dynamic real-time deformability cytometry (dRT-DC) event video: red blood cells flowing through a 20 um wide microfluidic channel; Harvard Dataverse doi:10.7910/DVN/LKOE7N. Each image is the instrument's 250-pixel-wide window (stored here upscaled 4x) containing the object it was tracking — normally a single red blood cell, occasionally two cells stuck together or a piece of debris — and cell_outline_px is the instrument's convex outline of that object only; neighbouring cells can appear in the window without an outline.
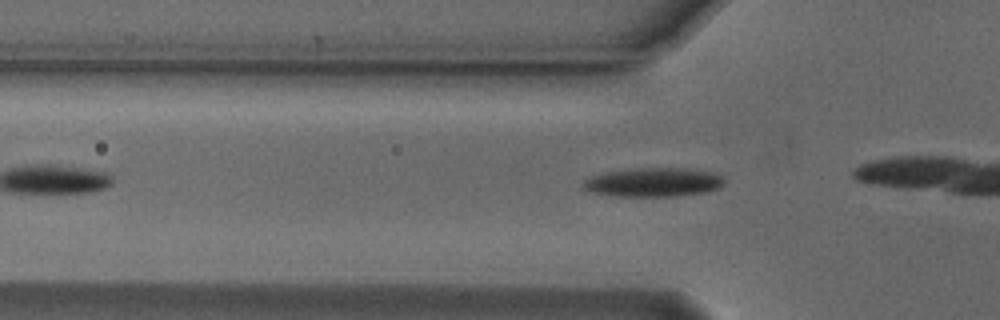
{"species": "Egyptian fruit bat (a non-hibernating species)", "species_latin": "Rousettus aegyptiacus", "temperature_condition": "cold", "stored_images_in_passage": 8, "camera_frame_rate_fps": 3000, "um_per_image_px": 0.085, "animal": {"sex": "male"}, "frame": {"image": 1, "passage_image": 2, "time_ms": 0.333, "image_size_px": [1000, 320], "cell_outline_px": [[724, 184], [720, 188], [704, 192], [676, 196], [616, 196], [592, 192], [584, 188], [580, 184], [588, 176], [604, 172], [640, 168], [684, 168], [712, 172], [720, 176], [724, 180]], "centroid_in_image_um": [55.5, 15.49], "position_along_channel_um": 70.3, "area_um2": 23.81}}
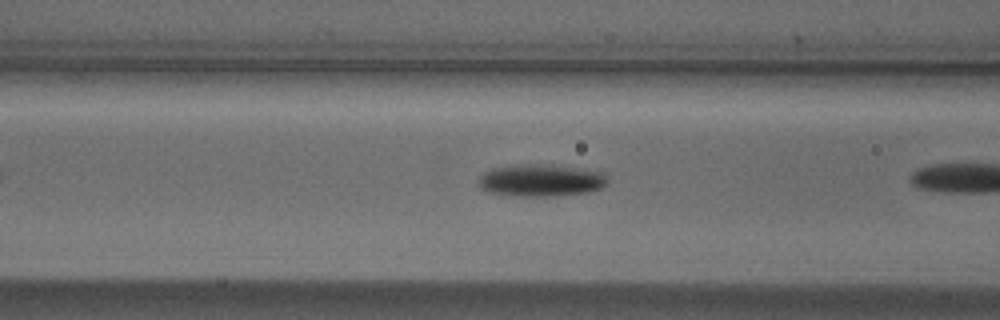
{"frame": {"image": 2, "passage_image": 6, "time_ms": 1.667, "image_size_px": [1000, 320], "cell_outline_px": [[608, 184], [600, 188], [588, 192], [556, 196], [512, 196], [488, 192], [480, 188], [476, 184], [480, 176], [484, 172], [492, 168], [512, 164], [548, 164], [604, 172], [608, 180]], "centroid_in_image_um": [45.94, 15.33], "position_along_channel_um": 120.7, "area_um2": 24.62}}